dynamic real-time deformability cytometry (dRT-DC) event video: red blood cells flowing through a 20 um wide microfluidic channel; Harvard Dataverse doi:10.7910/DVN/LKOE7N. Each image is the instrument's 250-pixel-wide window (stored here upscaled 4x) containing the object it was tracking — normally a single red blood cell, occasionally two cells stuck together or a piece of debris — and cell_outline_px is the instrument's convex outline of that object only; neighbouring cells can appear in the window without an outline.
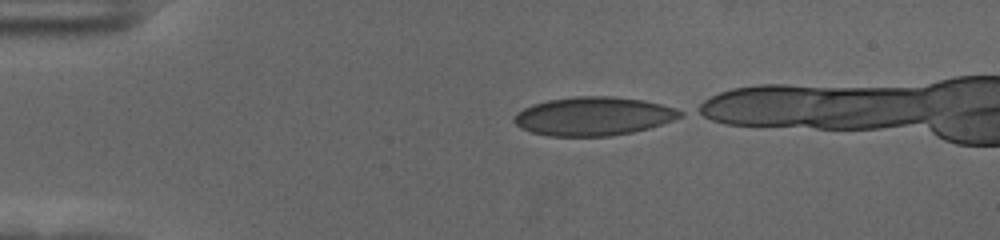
{"species": "human", "species_latin": "Homo sapiens", "temperature_condition": "cold", "stored_images_in_passage": 39, "camera_frame_rate_fps": 3000, "um_per_image_px": 0.085, "donor": {"sex": "female"}, "frame": {"image": 1, "passage_image": 1, "time_ms": 0.0, "image_size_px": [1000, 240], "cell_outline_px": [[684, 116], [648, 128], [632, 132], [612, 136], [548, 136], [532, 132], [520, 128], [512, 120], [512, 116], [516, 112], [532, 104], [548, 100], [576, 96], [612, 96], [644, 100], [676, 108], [684, 112]], "centroid_in_image_um": [50.41, 9.88], "position_along_channel_um": 34.6, "area_um2": 37.51}}
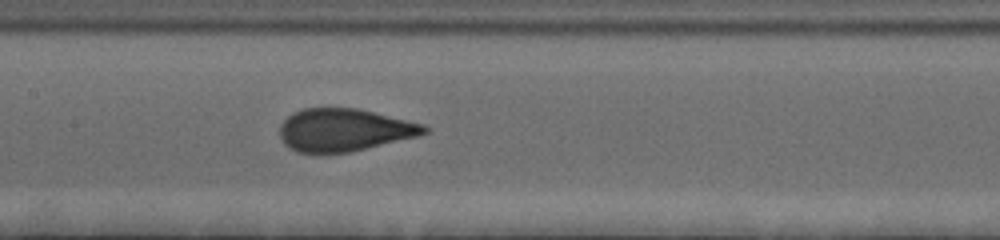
{"frame": {"image": 2, "passage_image": 17, "time_ms": 5.333, "image_size_px": [1000, 240], "cell_outline_px": [[428, 132], [416, 136], [352, 152], [324, 156], [316, 156], [296, 152], [284, 144], [280, 136], [280, 124], [292, 112], [304, 108], [356, 108], [424, 124], [428, 128]], "centroid_in_image_um": [29.18, 11.09], "position_along_channel_um": 178.2, "area_um2": 36.53}}
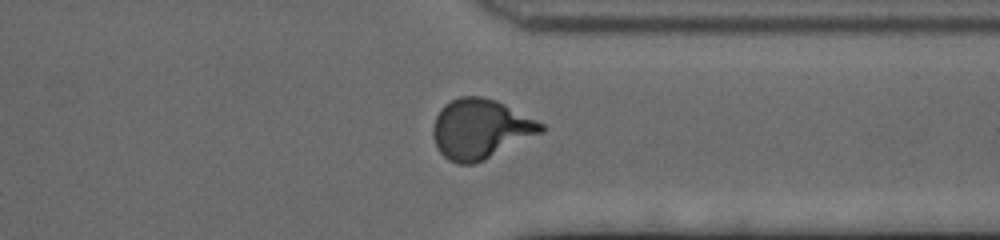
{"frame": {"image": 3, "passage_image": 33, "time_ms": 10.667, "image_size_px": [1000, 240], "cell_outline_px": [[544, 132], [484, 160], [472, 164], [456, 164], [448, 160], [436, 148], [432, 136], [432, 128], [436, 116], [440, 108], [444, 104], [460, 96], [480, 96], [496, 100], [544, 124]], "centroid_in_image_um": [40.81, 10.97], "position_along_channel_um": 370.6, "area_um2": 37.69}, "authors_computed_cell_mechanics": {"area_um2": 36.4718, "velocity_mm_per_s": 3.6165, "shape_relaxation_time_tau1_ms": 3.513, "shape_relaxation_time_tau2_ms": null, "deformation_change_tau1": 0.1628, "deformation_change_tau2": null}}